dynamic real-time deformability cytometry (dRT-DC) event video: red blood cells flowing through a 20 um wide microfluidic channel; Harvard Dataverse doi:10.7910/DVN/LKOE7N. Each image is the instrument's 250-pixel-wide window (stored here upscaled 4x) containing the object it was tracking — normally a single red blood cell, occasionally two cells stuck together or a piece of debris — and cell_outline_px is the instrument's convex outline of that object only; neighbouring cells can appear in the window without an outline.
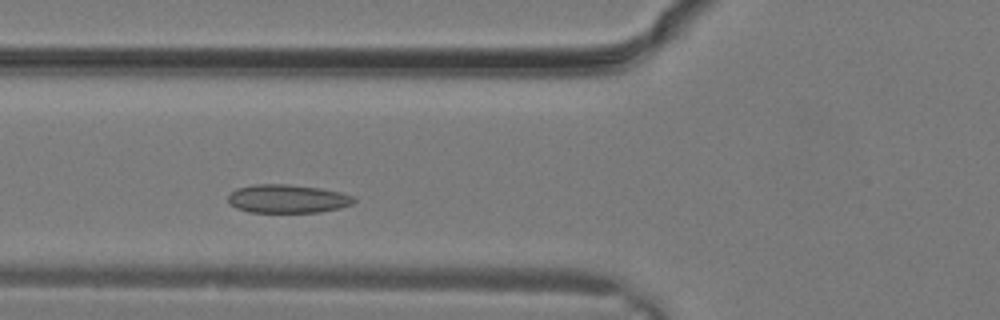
{"species": "common noctule bat (a hibernating species)", "species_latin": "Nyctalus noctula", "temperature_condition": "warm", "stored_images_in_passage": 20, "camera_frame_rate_fps": 3000, "um_per_image_px": 0.085, "animal": {"sex": "male", "body_mass_g": 19.2, "forearm_length_mm": 51.8}, "frame": {"image": 1, "passage_image": 3, "time_ms": 0.667, "image_size_px": [1000, 320], "cell_outline_px": [[356, 200], [352, 204], [340, 208], [320, 212], [248, 212], [236, 208], [228, 200], [228, 196], [236, 188], [252, 184], [288, 184], [320, 188], [340, 192], [352, 196]], "centroid_in_image_um": [24.43, 16.89], "position_along_channel_um": 101.4, "area_um2": 20.87}}
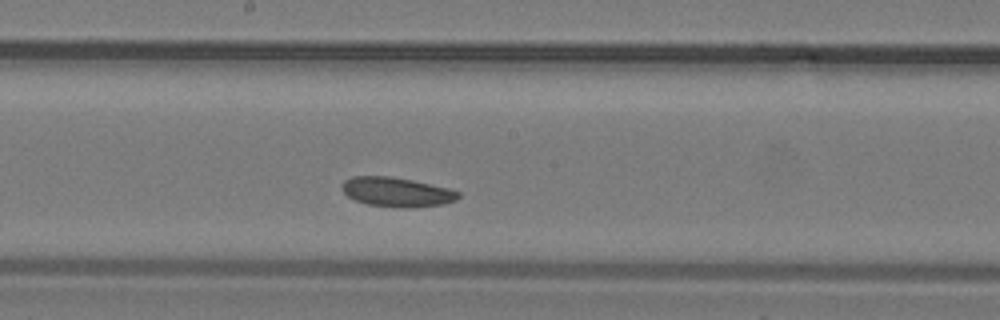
{"frame": {"image": 2, "passage_image": 8, "time_ms": 2.333, "image_size_px": [1000, 320], "cell_outline_px": [[460, 196], [456, 200], [444, 204], [412, 208], [396, 208], [368, 204], [356, 200], [348, 196], [340, 188], [340, 184], [344, 180], [352, 176], [388, 176], [412, 180], [448, 188], [460, 192]], "centroid_in_image_um": [33.71, 16.33], "position_along_channel_um": 214.5, "area_um2": 20.11}}
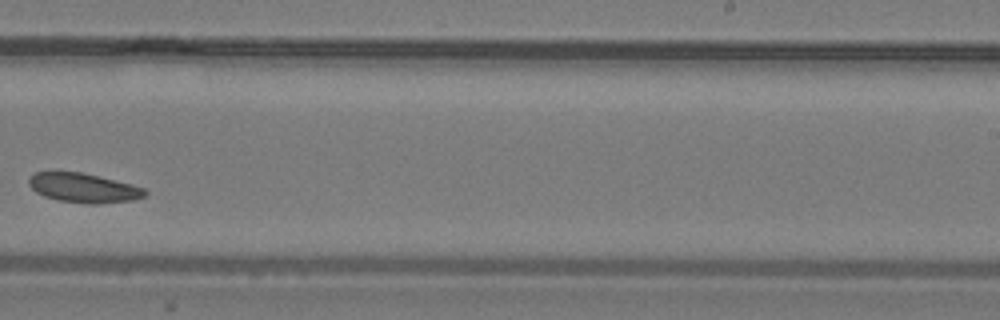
{"frame": {"image": 3, "passage_image": 11, "time_ms": 3.333, "image_size_px": [1000, 320], "cell_outline_px": [[148, 192], [144, 196], [132, 200], [92, 204], [84, 204], [60, 200], [44, 196], [36, 192], [28, 184], [28, 176], [32, 172], [80, 172], [132, 184], [144, 188]], "centroid_in_image_um": [7.07, 15.96], "position_along_channel_um": 281.9, "area_um2": 19.77}}